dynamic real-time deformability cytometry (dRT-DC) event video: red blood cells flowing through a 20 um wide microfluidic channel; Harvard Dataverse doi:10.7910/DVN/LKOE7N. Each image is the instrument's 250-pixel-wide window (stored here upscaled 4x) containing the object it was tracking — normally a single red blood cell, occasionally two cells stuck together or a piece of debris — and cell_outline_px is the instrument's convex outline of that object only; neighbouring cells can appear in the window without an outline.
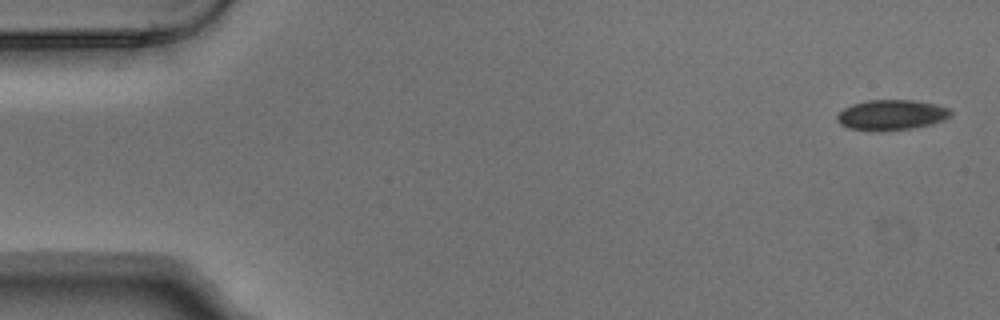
{"species": "Egyptian fruit bat (a non-hibernating species)", "species_latin": "Rousettus aegyptiacus", "temperature_condition": "warm", "stored_images_in_passage": 5, "camera_frame_rate_fps": 3000, "um_per_image_px": 0.085, "animal": {"sex": "male"}, "frame": {"image": 1, "passage_image": 1, "time_ms": 0.0, "image_size_px": [1000, 320], "cell_outline_px": [[952, 112], [944, 120], [932, 124], [912, 128], [880, 132], [872, 132], [848, 128], [840, 124], [836, 120], [836, 116], [844, 108], [852, 104], [868, 100], [912, 100], [936, 104], [948, 108]], "centroid_in_image_um": [75.73, 9.79], "position_along_channel_um": 9.3, "area_um2": 20.29}}
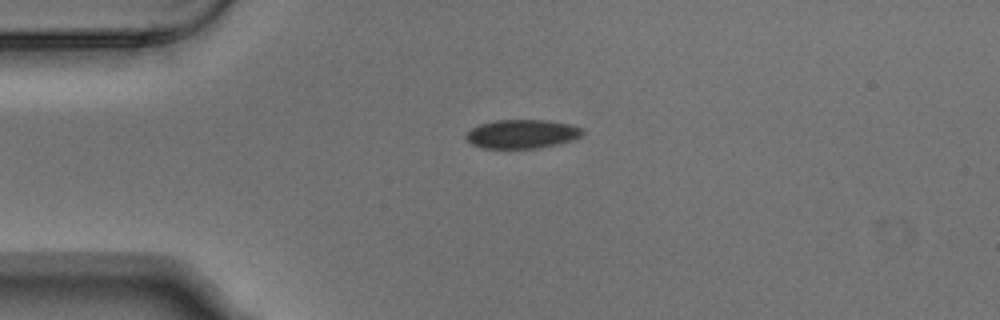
{"frame": {"image": 2, "passage_image": 4, "time_ms": 1.0, "image_size_px": [1000, 320], "cell_outline_px": [[584, 132], [580, 136], [572, 140], [540, 148], [480, 148], [472, 144], [464, 136], [472, 128], [480, 124], [496, 120], [548, 120], [572, 124], [584, 128]], "centroid_in_image_um": [44.39, 11.38], "position_along_channel_um": 40.6, "area_um2": 19.65}}
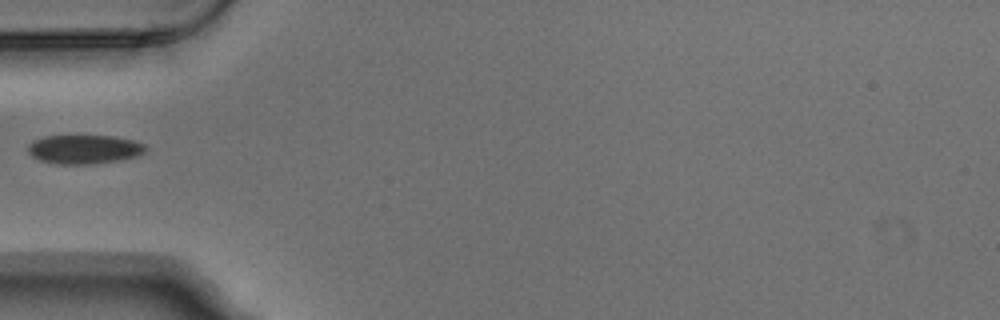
{"frame": {"image": 3, "passage_image": 5, "time_ms": 1.333, "image_size_px": [1000, 320], "cell_outline_px": [[148, 148], [144, 152], [136, 156], [120, 160], [92, 164], [56, 164], [40, 160], [32, 156], [28, 152], [28, 144], [32, 140], [44, 136], [112, 136], [132, 140], [144, 144]], "centroid_in_image_um": [7.13, 12.69], "position_along_channel_um": 77.9, "area_um2": 19.88}}